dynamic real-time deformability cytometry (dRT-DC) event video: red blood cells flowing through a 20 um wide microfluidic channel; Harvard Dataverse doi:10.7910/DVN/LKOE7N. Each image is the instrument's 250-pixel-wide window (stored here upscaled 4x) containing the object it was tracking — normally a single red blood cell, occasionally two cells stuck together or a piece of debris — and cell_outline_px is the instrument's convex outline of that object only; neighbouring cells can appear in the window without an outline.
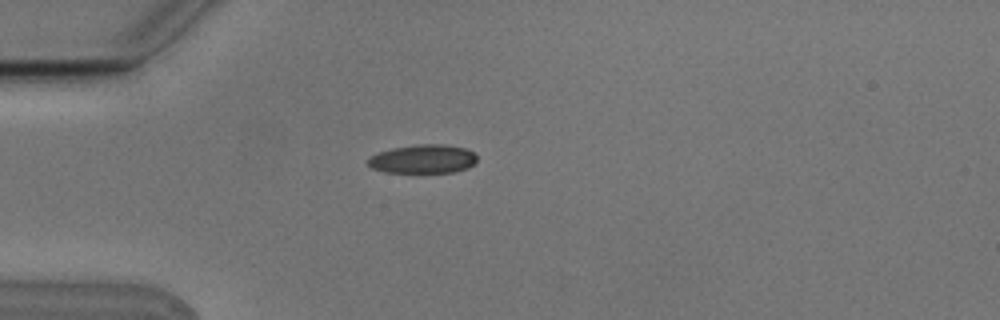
{"species": "Egyptian fruit bat (a non-hibernating species)", "species_latin": "Rousettus aegyptiacus", "temperature_condition": "cold", "stored_images_in_passage": 1, "camera_frame_rate_fps": 3000, "um_per_image_px": 0.085, "animal": {"sex": "male"}, "frame": {"image": 1, "passage_image": 1, "time_ms": 0.0, "image_size_px": [1000, 320], "cell_outline_px": [[476, 160], [468, 168], [452, 172], [384, 172], [372, 168], [368, 164], [368, 156], [392, 148], [424, 144], [440, 144], [464, 148], [472, 152], [476, 156]], "centroid_in_image_um": [35.92, 13.52], "position_along_channel_um": 49.1, "area_um2": 17.98}}